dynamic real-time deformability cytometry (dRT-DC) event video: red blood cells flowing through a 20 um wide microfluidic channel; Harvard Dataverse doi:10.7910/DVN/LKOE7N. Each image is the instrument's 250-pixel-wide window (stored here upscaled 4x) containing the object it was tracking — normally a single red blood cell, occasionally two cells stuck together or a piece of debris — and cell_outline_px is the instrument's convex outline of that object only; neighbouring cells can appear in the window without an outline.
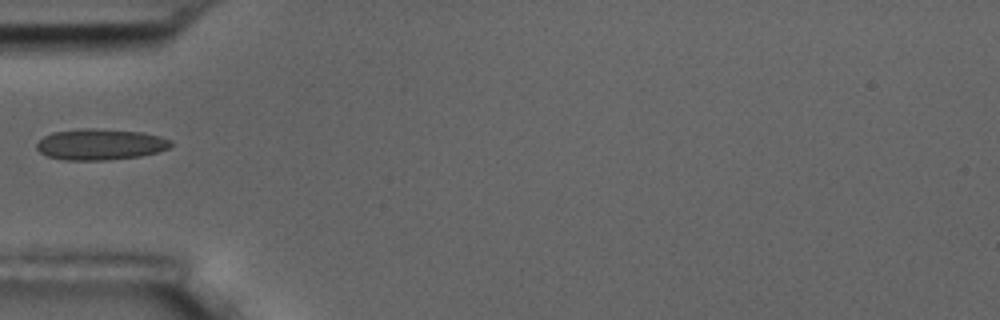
{"species": "common noctule bat (a hibernating species)", "species_latin": "Nyctalus noctula", "temperature_condition": "room temperature", "stored_images_in_passage": 3, "camera_frame_rate_fps": 3000, "um_per_image_px": 0.085, "animal": {"sex": "male", "body_mass_g": 17.5, "forearm_length_mm": 52.3}, "frame": {"image": 1, "passage_image": 2, "time_ms": 2.0, "image_size_px": [1000, 320], "cell_outline_px": [[172, 144], [168, 148], [156, 152], [140, 156], [104, 160], [64, 160], [48, 156], [40, 152], [36, 148], [36, 144], [44, 136], [52, 132], [76, 128], [96, 128], [144, 132], [160, 136], [172, 140]], "centroid_in_image_um": [8.51, 12.25], "position_along_channel_um": 76.5, "area_um2": 24.45}}